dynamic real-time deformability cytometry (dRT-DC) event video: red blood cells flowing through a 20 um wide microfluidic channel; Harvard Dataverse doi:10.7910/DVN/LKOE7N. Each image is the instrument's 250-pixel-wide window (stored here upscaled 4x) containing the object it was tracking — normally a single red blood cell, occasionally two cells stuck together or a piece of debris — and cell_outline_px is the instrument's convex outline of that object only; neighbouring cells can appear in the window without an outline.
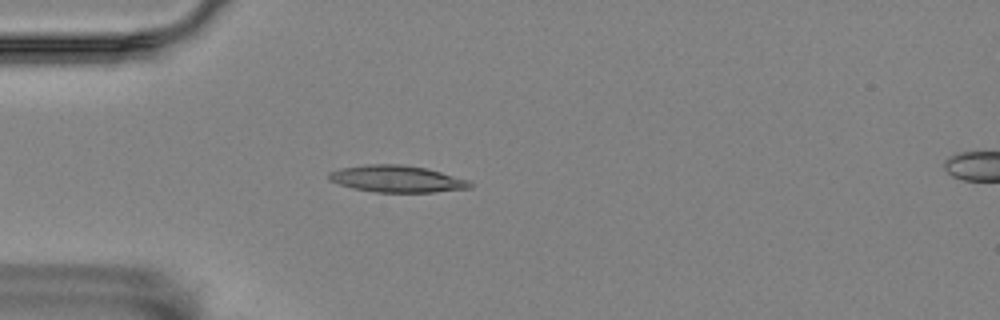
{"species": "Egyptian fruit bat (a non-hibernating species)", "species_latin": "Rousettus aegyptiacus", "temperature_condition": "room temperature", "stored_images_in_passage": 56, "camera_frame_rate_fps": 3000, "um_per_image_px": 0.085, "animal": {"sex": "female"}, "frame": {"image": 1, "passage_image": 15, "time_ms": 4.667, "image_size_px": [1000, 320], "cell_outline_px": [[472, 188], [432, 192], [376, 192], [352, 188], [328, 180], [328, 172], [340, 168], [368, 164], [400, 164], [424, 168], [440, 172], [468, 180], [472, 184]], "centroid_in_image_um": [33.7, 15.2], "position_along_channel_um": 51.3, "area_um2": 21.91}}
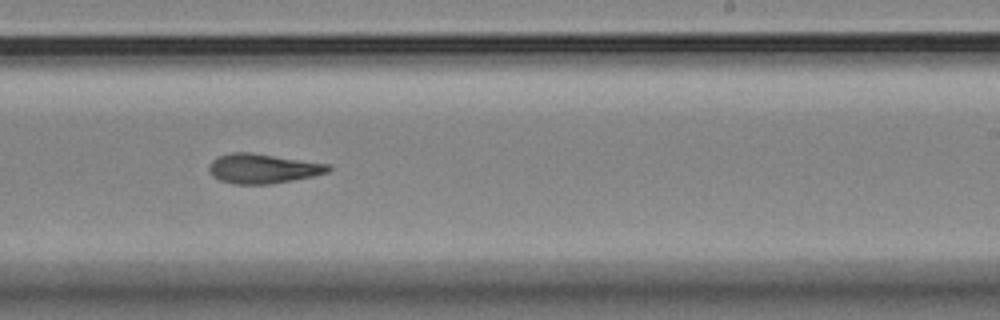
{"frame": {"image": 2, "passage_image": 34, "time_ms": 11.0, "image_size_px": [1000, 320], "cell_outline_px": [[332, 168], [328, 172], [312, 176], [292, 180], [268, 184], [232, 184], [220, 180], [212, 176], [208, 168], [208, 164], [216, 156], [228, 152], [248, 152], [328, 164]], "centroid_in_image_um": [22.26, 14.32], "position_along_channel_um": 266.7, "area_um2": 20.52}}
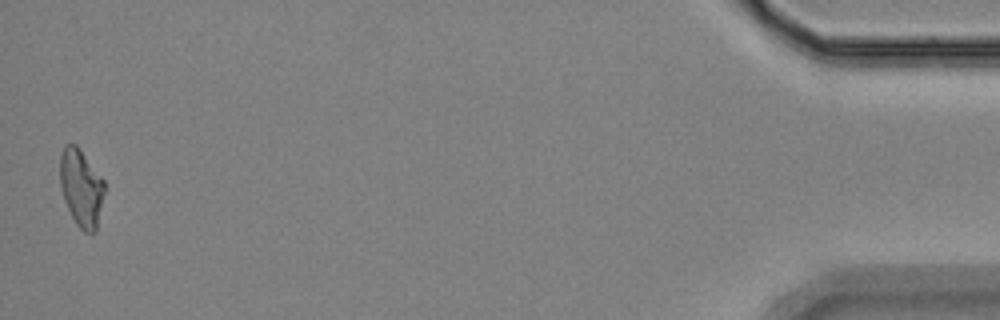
{"frame": {"image": 3, "passage_image": 55, "time_ms": 18.0, "image_size_px": [1000, 320], "cell_outline_px": [[104, 192], [96, 232], [92, 236], [84, 232], [76, 224], [64, 200], [60, 184], [60, 152], [64, 144], [76, 144], [104, 180]], "centroid_in_image_um": [6.9, 15.98], "position_along_channel_um": 428.3, "area_um2": 20.11}, "authors_computed_cell_mechanics": {"area_um2": 20.2878, "velocity_mm_per_s": 3.5622, "shape_relaxation_time_tau1_ms": 6.7109, "shape_relaxation_time_tau2_ms": 4.6313, "deformation_change_tau1": 0.1809, "deformation_change_tau2": 0.1427}}